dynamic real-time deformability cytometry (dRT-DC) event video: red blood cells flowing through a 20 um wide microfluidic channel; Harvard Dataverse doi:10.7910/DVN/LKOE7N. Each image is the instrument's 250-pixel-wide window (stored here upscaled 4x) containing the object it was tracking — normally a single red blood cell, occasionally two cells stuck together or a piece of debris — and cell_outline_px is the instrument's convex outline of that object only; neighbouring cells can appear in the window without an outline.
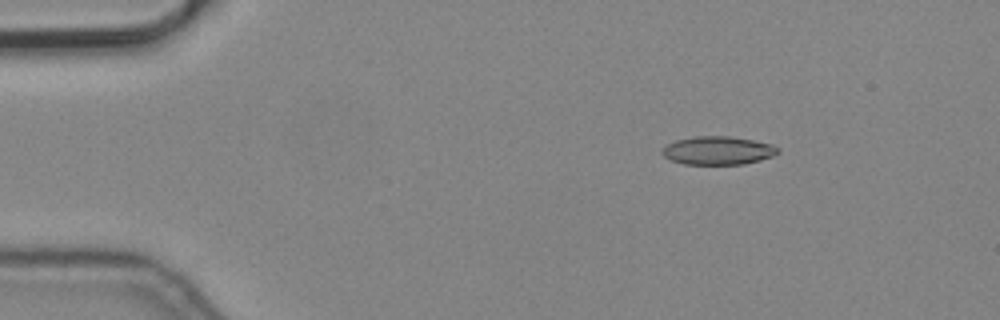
{"species": "common noctule bat (a hibernating species)", "species_latin": "Nyctalus noctula", "temperature_condition": "cold", "stored_images_in_passage": 5, "camera_frame_rate_fps": 3000, "um_per_image_px": 0.085, "animal": {"sex": "male", "body_mass_g": 19.2, "forearm_length_mm": 51.8}, "frame": {"image": 1, "passage_image": 3, "time_ms": 0.667, "image_size_px": [1000, 320], "cell_outline_px": [[780, 152], [772, 156], [760, 160], [744, 164], [684, 164], [672, 160], [664, 156], [660, 152], [668, 144], [676, 140], [696, 136], [728, 136], [752, 140], [772, 144], [780, 148]], "centroid_in_image_um": [61.05, 12.79], "position_along_channel_um": 24.0, "area_um2": 19.02}}